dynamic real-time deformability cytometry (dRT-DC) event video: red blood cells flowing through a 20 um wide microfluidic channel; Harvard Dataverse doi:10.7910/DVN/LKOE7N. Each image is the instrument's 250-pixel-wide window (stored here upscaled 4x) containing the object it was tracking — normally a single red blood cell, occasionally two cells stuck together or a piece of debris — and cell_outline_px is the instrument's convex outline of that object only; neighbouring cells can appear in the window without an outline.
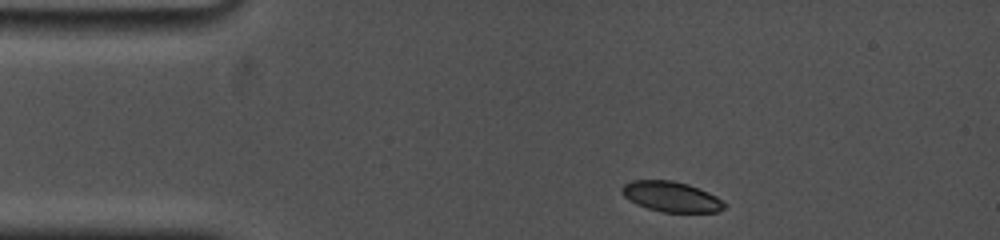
{"species": "common noctule bat (a hibernating species)", "species_latin": "Nyctalus noctula", "temperature_condition": "cold", "stored_images_in_passage": 37, "camera_frame_rate_fps": 5000, "um_per_image_px": 0.085, "animal": {"sex": "female", "body_mass_g": 19.0, "forearm_length_mm": 53.3}, "frame": {"image": 1, "passage_image": 1, "time_ms": 0.0, "image_size_px": [1000, 240], "cell_outline_px": [[728, 204], [724, 208], [716, 212], [660, 212], [636, 204], [628, 200], [624, 196], [620, 188], [624, 184], [632, 180], [672, 180], [688, 184], [708, 192], [716, 196]], "centroid_in_image_um": [57.05, 16.71], "position_along_channel_um": 28.0, "area_um2": 18.21}}
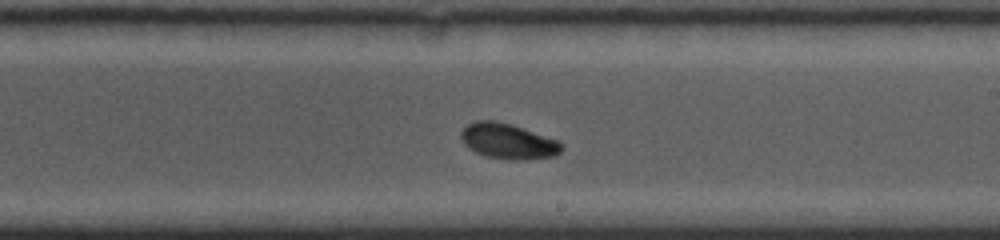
{"frame": {"image": 2, "passage_image": 20, "time_ms": 7.2, "image_size_px": [1000, 240], "cell_outline_px": [[564, 148], [556, 156], [524, 160], [508, 160], [484, 156], [468, 148], [464, 144], [460, 136], [460, 132], [468, 124], [476, 120], [496, 120], [512, 124], [556, 140], [564, 144]], "centroid_in_image_um": [43.18, 12.01], "position_along_channel_um": 245.8, "area_um2": 20.98}}
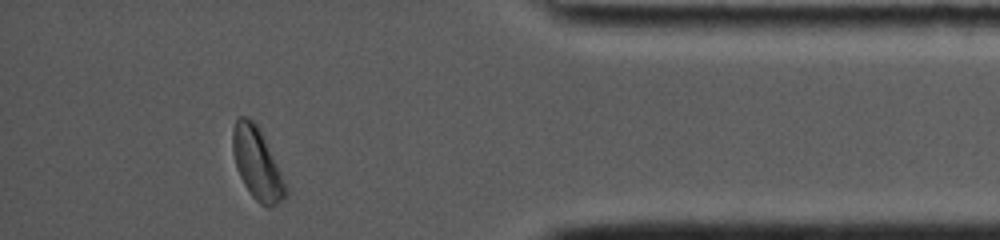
{"frame": {"image": 3, "passage_image": 35, "time_ms": 12.2, "image_size_px": [1000, 240], "cell_outline_px": [[288, 192], [284, 200], [268, 208], [260, 204], [252, 196], [244, 184], [240, 176], [236, 164], [232, 148], [232, 128], [236, 120], [240, 116], [248, 116], [260, 128], [288, 188]], "centroid_in_image_um": [21.86, 13.9], "position_along_channel_um": 413.3, "area_um2": 22.08}, "authors_computed_cell_mechanics": {"area_um2": 20.519, "velocity_mm_per_s": 3.7535, "shape_relaxation_time_tau1_ms": 2.4504, "shape_relaxation_time_tau2_ms": null, "deformation_change_tau1": 0.0937, "deformation_change_tau2": null}}